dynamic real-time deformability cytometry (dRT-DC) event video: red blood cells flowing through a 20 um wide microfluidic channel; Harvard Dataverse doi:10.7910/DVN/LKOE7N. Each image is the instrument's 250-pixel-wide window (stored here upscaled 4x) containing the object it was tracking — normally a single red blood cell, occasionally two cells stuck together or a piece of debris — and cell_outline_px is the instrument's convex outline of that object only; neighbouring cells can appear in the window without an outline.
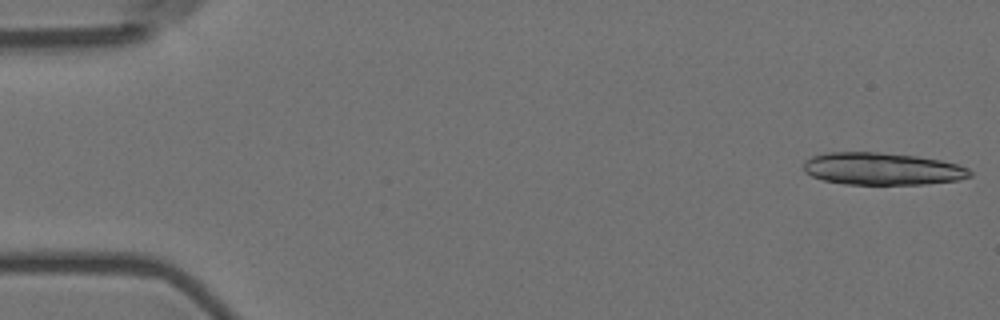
{"species": "Egyptian fruit bat (a non-hibernating species)", "species_latin": "Rousettus aegyptiacus", "temperature_condition": "room temperature", "stored_images_in_passage": 15, "camera_frame_rate_fps": 3000, "um_per_image_px": 0.085, "animal": {"sex": "female"}, "frame": {"image": 1, "passage_image": 1, "time_ms": 0.0, "image_size_px": [1000, 320], "cell_outline_px": [[972, 176], [960, 180], [924, 184], [844, 184], [824, 180], [812, 176], [804, 172], [804, 160], [812, 156], [828, 152], [880, 152], [916, 156], [940, 160], [960, 164], [968, 168], [972, 172]], "centroid_in_image_um": [75.01, 14.34], "position_along_channel_um": 10.0, "area_um2": 31.5}}
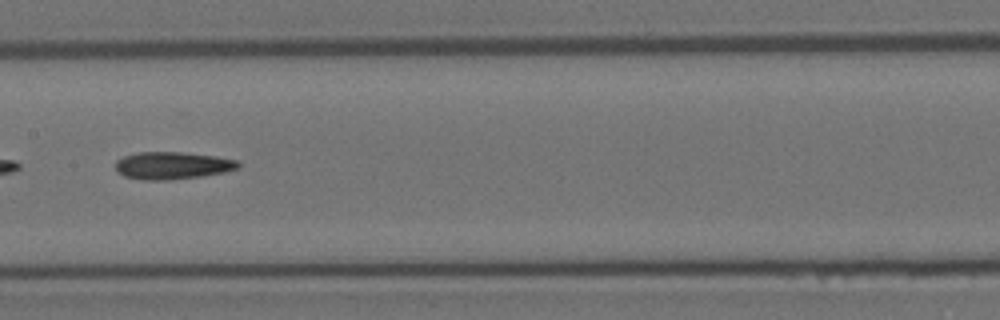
{"frame": {"image": 2, "passage_image": 8, "time_ms": 2.333, "image_size_px": [1000, 320], "cell_outline_px": [[240, 168], [224, 172], [200, 176], [168, 180], [144, 180], [124, 176], [116, 172], [116, 160], [124, 156], [136, 152], [180, 152], [216, 156], [236, 160], [240, 164]], "centroid_in_image_um": [14.63, 14.07], "position_along_channel_um": 192.8, "area_um2": 19.59}}
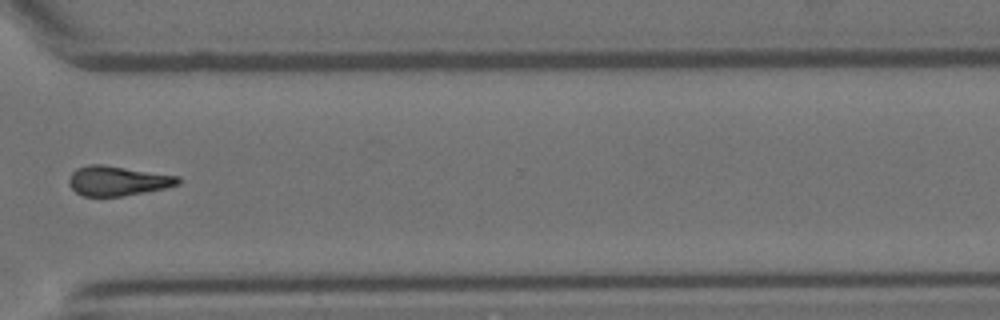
{"frame": {"image": 3, "passage_image": 12, "time_ms": 3.667, "image_size_px": [1000, 320], "cell_outline_px": [[180, 184], [164, 188], [144, 192], [120, 196], [84, 196], [76, 192], [68, 184], [68, 180], [72, 172], [76, 168], [88, 164], [100, 164], [180, 176]], "centroid_in_image_um": [9.98, 15.36], "position_along_channel_um": 360.6, "area_um2": 18.79}}